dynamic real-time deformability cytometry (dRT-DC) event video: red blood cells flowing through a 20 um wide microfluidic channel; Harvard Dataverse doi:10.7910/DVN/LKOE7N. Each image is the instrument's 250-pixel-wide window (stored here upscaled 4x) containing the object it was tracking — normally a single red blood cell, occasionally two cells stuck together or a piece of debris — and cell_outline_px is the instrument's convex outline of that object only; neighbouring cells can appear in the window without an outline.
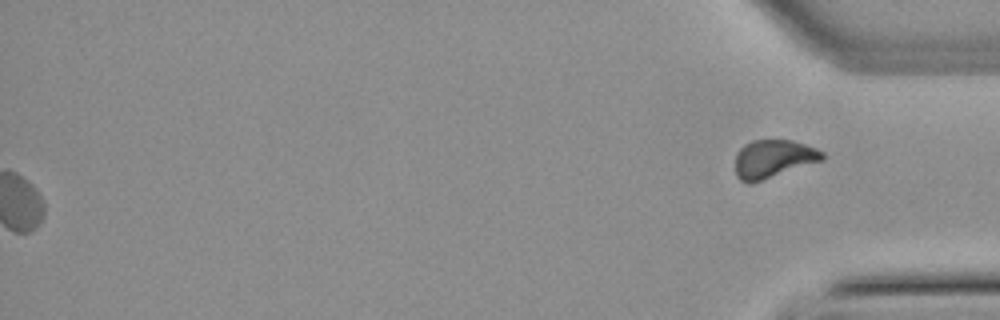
{"species": "common noctule bat (a hibernating species)", "species_latin": "Nyctalus noctula", "temperature_condition": "warm", "stored_images_in_passage": 38, "segment_of_instrument_passage": [2, 2], "camera_frame_rate_fps": 3000, "um_per_image_px": 0.085, "animal": {"sex": "male", "body_mass_g": 21.5, "forearm_length_mm": 52.0}, "frame": {"image": 1, "passage_image": 38, "time_ms": 12.333, "image_size_px": [1000, 320], "cell_outline_px": [[824, 160], [752, 184], [748, 184], [740, 180], [736, 176], [736, 152], [744, 144], [752, 140], [792, 140], [816, 148], [824, 152]], "centroid_in_image_um": [65.72, 13.51], "position_along_channel_um": 369.5, "area_um2": 19.59}}